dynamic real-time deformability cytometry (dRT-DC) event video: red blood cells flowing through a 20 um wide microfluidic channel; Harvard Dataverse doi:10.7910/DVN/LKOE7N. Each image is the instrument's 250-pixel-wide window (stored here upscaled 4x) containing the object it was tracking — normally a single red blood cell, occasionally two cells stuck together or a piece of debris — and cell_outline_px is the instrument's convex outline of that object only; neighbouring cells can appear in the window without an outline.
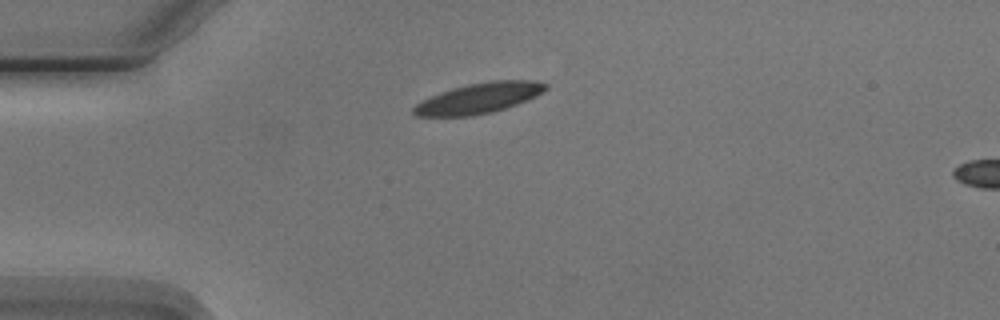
{"species": "Egyptian fruit bat (a non-hibernating species)", "species_latin": "Rousettus aegyptiacus", "temperature_condition": "cold", "stored_images_in_passage": 2, "camera_frame_rate_fps": 3000, "um_per_image_px": 0.085, "animal": {"sex": "male"}, "frame": {"image": 1, "passage_image": 1, "time_ms": 0.0, "image_size_px": [1000, 320], "cell_outline_px": [[548, 88], [536, 96], [516, 104], [492, 112], [472, 116], [416, 116], [412, 112], [412, 108], [416, 104], [440, 92], [452, 88], [468, 84], [492, 80], [536, 80], [548, 84]], "centroid_in_image_um": [40.72, 8.33], "position_along_channel_um": 44.3, "area_um2": 23.29}}